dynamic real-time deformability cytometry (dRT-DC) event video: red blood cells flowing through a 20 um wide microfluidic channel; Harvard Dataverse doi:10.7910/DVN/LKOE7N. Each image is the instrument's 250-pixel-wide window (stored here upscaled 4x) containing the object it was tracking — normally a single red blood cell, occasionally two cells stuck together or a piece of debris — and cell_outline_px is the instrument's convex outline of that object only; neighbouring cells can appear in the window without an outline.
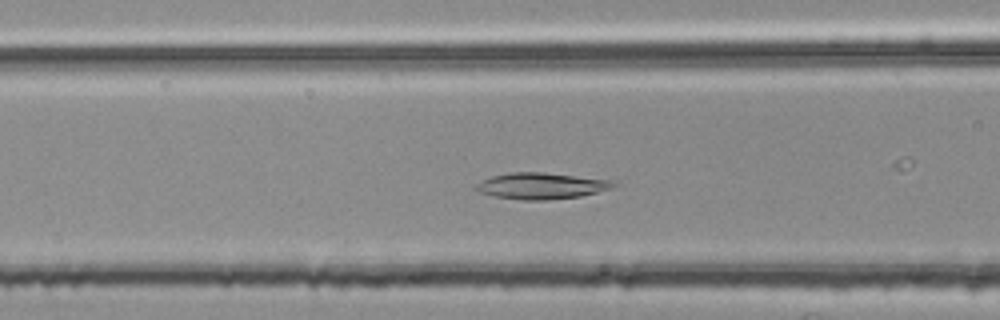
{"species": "common noctule bat (a hibernating species)", "species_latin": "Nyctalus noctula", "temperature_condition": "room temperature", "stored_images_in_passage": 45, "camera_frame_rate_fps": 3000, "um_per_image_px": 0.085, "animal": {"sex": "female", "body_mass_g": 25.1}, "frame": {"image": 1, "passage_image": 18, "time_ms": 5.667, "image_size_px": [1000, 320], "cell_outline_px": [[616, 184], [612, 188], [580, 196], [548, 200], [520, 200], [496, 196], [476, 192], [472, 188], [476, 184], [492, 176], [512, 172], [544, 172], [612, 180]], "centroid_in_image_um": [45.97, 15.8], "position_along_channel_um": 120.6, "area_um2": 21.04}}
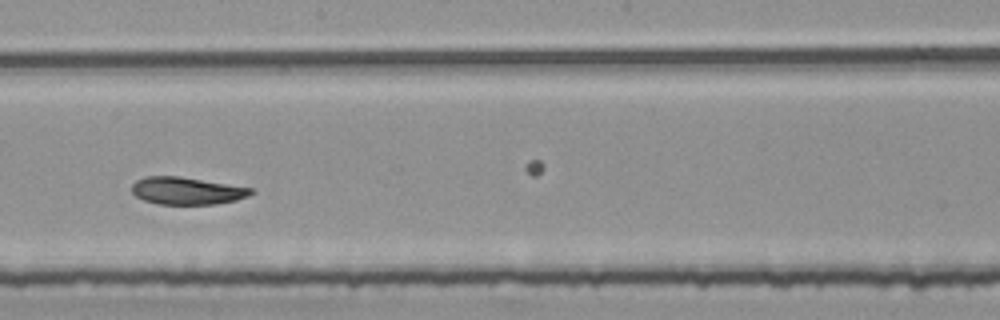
{"frame": {"image": 2, "passage_image": 27, "time_ms": 8.667, "image_size_px": [1000, 320], "cell_outline_px": [[256, 192], [248, 196], [236, 200], [216, 204], [160, 204], [144, 200], [136, 196], [132, 192], [132, 184], [136, 180], [148, 176], [180, 176], [252, 188]], "centroid_in_image_um": [15.89, 16.21], "position_along_channel_um": 232.3, "area_um2": 18.96}}
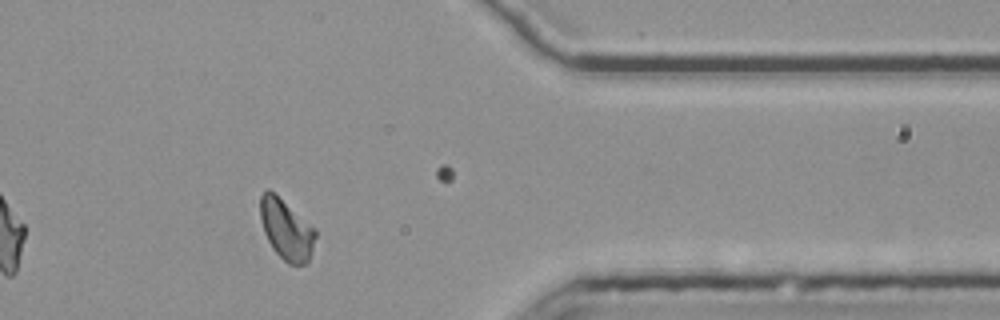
{"frame": {"image": 3, "passage_image": 41, "time_ms": 13.333, "image_size_px": [1000, 320], "cell_outline_px": [[316, 236], [308, 264], [288, 264], [272, 248], [264, 232], [260, 220], [260, 196], [268, 188], [316, 228]], "centroid_in_image_um": [24.34, 19.52], "position_along_channel_um": 387.1, "area_um2": 19.36}, "authors_computed_cell_mechanics": {"area_um2": 20.23, "velocity_mm_per_s": 3.7267, "shape_relaxation_time_tau1_ms": 6.8625, "shape_relaxation_time_tau2_ms": 5.4133, "deformation_change_tau1": 0.1828, "deformation_change_tau2": 0.1048}}